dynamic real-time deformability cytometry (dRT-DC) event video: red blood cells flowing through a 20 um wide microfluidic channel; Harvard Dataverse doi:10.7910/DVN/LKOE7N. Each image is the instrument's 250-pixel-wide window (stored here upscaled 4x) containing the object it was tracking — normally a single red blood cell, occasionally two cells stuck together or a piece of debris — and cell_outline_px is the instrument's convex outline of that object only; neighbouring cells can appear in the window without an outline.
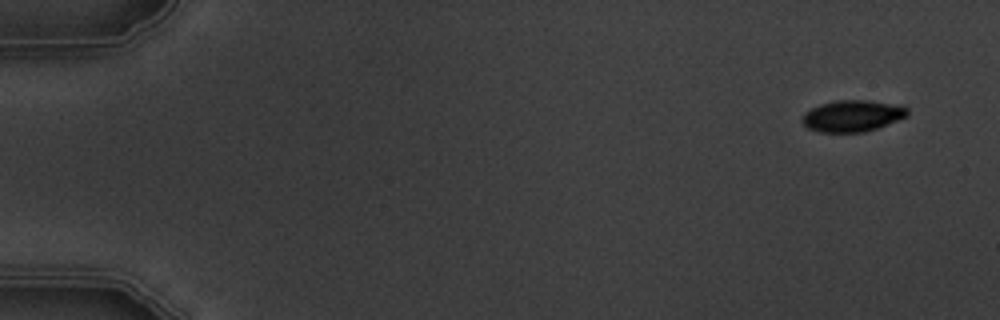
{"species": "common noctule bat (a hibernating species)", "species_latin": "Nyctalus noctula", "temperature_condition": "warm", "stored_images_in_passage": 5, "segment_of_instrument_passage": [1, 2], "camera_frame_rate_fps": 3000, "um_per_image_px": 0.085, "animal": {"sex": "male", "body_mass_g": 19.5, "forearm_length_mm": 54.6}, "frame": {"image": 1, "passage_image": 1, "time_ms": 0.0, "image_size_px": [1000, 320], "cell_outline_px": [[908, 116], [876, 128], [864, 132], [820, 132], [808, 128], [800, 120], [804, 112], [820, 104], [836, 100], [864, 100], [900, 104], [908, 108]], "centroid_in_image_um": [72.45, 9.84], "position_along_channel_um": 12.6, "area_um2": 19.36}}